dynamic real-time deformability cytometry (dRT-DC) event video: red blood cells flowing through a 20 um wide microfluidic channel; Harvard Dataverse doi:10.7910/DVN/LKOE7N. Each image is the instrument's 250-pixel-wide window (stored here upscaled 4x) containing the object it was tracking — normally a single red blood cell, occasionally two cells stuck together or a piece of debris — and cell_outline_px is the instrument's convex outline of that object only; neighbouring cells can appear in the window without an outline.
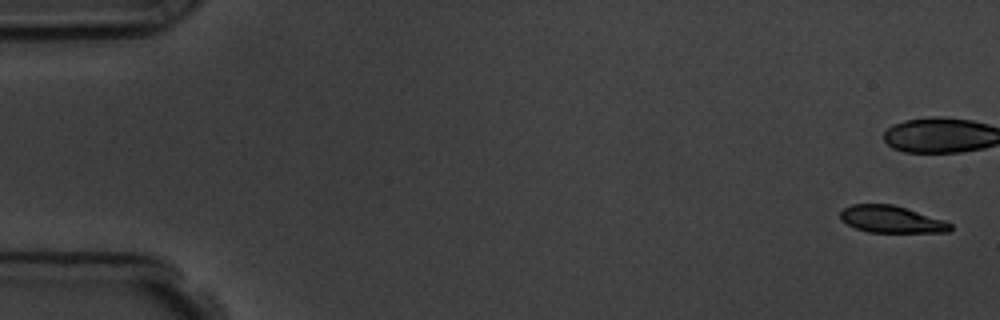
{"species": "common noctule bat (a hibernating species)", "species_latin": "Nyctalus noctula", "temperature_condition": "room temperature", "stored_images_in_passage": 6, "camera_frame_rate_fps": 3000, "um_per_image_px": 0.085, "animal": {"sex": "male", "body_mass_g": 19.5, "forearm_length_mm": 54.6}, "frame": {"image": 1, "passage_image": 1, "time_ms": 0.0, "image_size_px": [1000, 320], "cell_outline_px": [[952, 228], [948, 232], [868, 232], [856, 228], [840, 220], [840, 212], [844, 208], [852, 204], [892, 204], [944, 220], [952, 224]], "centroid_in_image_um": [75.75, 18.64], "position_along_channel_um": 9.2, "area_um2": 17.17}}